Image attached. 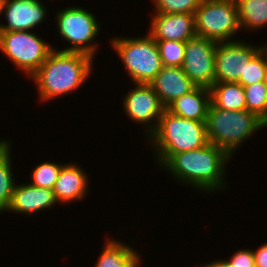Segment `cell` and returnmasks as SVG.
<instances>
[{"label":"cell","mask_w":267,"mask_h":267,"mask_svg":"<svg viewBox=\"0 0 267 267\" xmlns=\"http://www.w3.org/2000/svg\"><path fill=\"white\" fill-rule=\"evenodd\" d=\"M230 157L225 150L208 142L201 148L173 154L161 167L182 183L214 193L226 187L223 176Z\"/></svg>","instance_id":"1"},{"label":"cell","mask_w":267,"mask_h":267,"mask_svg":"<svg viewBox=\"0 0 267 267\" xmlns=\"http://www.w3.org/2000/svg\"><path fill=\"white\" fill-rule=\"evenodd\" d=\"M93 57L79 52L55 50L30 79L36 83L39 99L48 102L78 89L92 73Z\"/></svg>","instance_id":"2"},{"label":"cell","mask_w":267,"mask_h":267,"mask_svg":"<svg viewBox=\"0 0 267 267\" xmlns=\"http://www.w3.org/2000/svg\"><path fill=\"white\" fill-rule=\"evenodd\" d=\"M155 161L162 166L173 154L198 149L208 143L206 121L182 118L164 109L156 130L148 137Z\"/></svg>","instance_id":"3"},{"label":"cell","mask_w":267,"mask_h":267,"mask_svg":"<svg viewBox=\"0 0 267 267\" xmlns=\"http://www.w3.org/2000/svg\"><path fill=\"white\" fill-rule=\"evenodd\" d=\"M267 124L255 113L244 110H223L210 103L206 119V135L210 144L225 150L230 156L255 131Z\"/></svg>","instance_id":"4"},{"label":"cell","mask_w":267,"mask_h":267,"mask_svg":"<svg viewBox=\"0 0 267 267\" xmlns=\"http://www.w3.org/2000/svg\"><path fill=\"white\" fill-rule=\"evenodd\" d=\"M111 43L135 84H149L163 67L157 43L149 34L137 38L116 36Z\"/></svg>","instance_id":"5"},{"label":"cell","mask_w":267,"mask_h":267,"mask_svg":"<svg viewBox=\"0 0 267 267\" xmlns=\"http://www.w3.org/2000/svg\"><path fill=\"white\" fill-rule=\"evenodd\" d=\"M194 15L196 36L216 43L231 41L241 31L235 0H203Z\"/></svg>","instance_id":"6"},{"label":"cell","mask_w":267,"mask_h":267,"mask_svg":"<svg viewBox=\"0 0 267 267\" xmlns=\"http://www.w3.org/2000/svg\"><path fill=\"white\" fill-rule=\"evenodd\" d=\"M86 10L83 7L72 6L57 12L56 27L61 37L71 44V47L60 51L84 53L94 58L98 47L96 42H92L96 35H99L100 24L95 14Z\"/></svg>","instance_id":"7"},{"label":"cell","mask_w":267,"mask_h":267,"mask_svg":"<svg viewBox=\"0 0 267 267\" xmlns=\"http://www.w3.org/2000/svg\"><path fill=\"white\" fill-rule=\"evenodd\" d=\"M54 49L31 31H0V51L31 77Z\"/></svg>","instance_id":"8"},{"label":"cell","mask_w":267,"mask_h":267,"mask_svg":"<svg viewBox=\"0 0 267 267\" xmlns=\"http://www.w3.org/2000/svg\"><path fill=\"white\" fill-rule=\"evenodd\" d=\"M216 42L195 36L185 42V55L181 68L197 86L210 88L215 76Z\"/></svg>","instance_id":"9"},{"label":"cell","mask_w":267,"mask_h":267,"mask_svg":"<svg viewBox=\"0 0 267 267\" xmlns=\"http://www.w3.org/2000/svg\"><path fill=\"white\" fill-rule=\"evenodd\" d=\"M245 43L232 40L216 44L214 82H238L244 76L246 65L263 48Z\"/></svg>","instance_id":"10"},{"label":"cell","mask_w":267,"mask_h":267,"mask_svg":"<svg viewBox=\"0 0 267 267\" xmlns=\"http://www.w3.org/2000/svg\"><path fill=\"white\" fill-rule=\"evenodd\" d=\"M135 86L125 95L123 109L131 121L147 124L148 138L156 130L165 107L150 84L136 83Z\"/></svg>","instance_id":"11"},{"label":"cell","mask_w":267,"mask_h":267,"mask_svg":"<svg viewBox=\"0 0 267 267\" xmlns=\"http://www.w3.org/2000/svg\"><path fill=\"white\" fill-rule=\"evenodd\" d=\"M47 10L40 0H4L2 13L8 24H0V31H29L42 23Z\"/></svg>","instance_id":"12"},{"label":"cell","mask_w":267,"mask_h":267,"mask_svg":"<svg viewBox=\"0 0 267 267\" xmlns=\"http://www.w3.org/2000/svg\"><path fill=\"white\" fill-rule=\"evenodd\" d=\"M149 35L154 40L186 42L196 36L195 15L154 13Z\"/></svg>","instance_id":"13"},{"label":"cell","mask_w":267,"mask_h":267,"mask_svg":"<svg viewBox=\"0 0 267 267\" xmlns=\"http://www.w3.org/2000/svg\"><path fill=\"white\" fill-rule=\"evenodd\" d=\"M149 84L165 108L176 98L188 94L197 87L181 67L167 66H163Z\"/></svg>","instance_id":"14"},{"label":"cell","mask_w":267,"mask_h":267,"mask_svg":"<svg viewBox=\"0 0 267 267\" xmlns=\"http://www.w3.org/2000/svg\"><path fill=\"white\" fill-rule=\"evenodd\" d=\"M58 203L52 189L41 188L32 184L16 185L11 202L6 211L28 213L29 215L40 212Z\"/></svg>","instance_id":"15"},{"label":"cell","mask_w":267,"mask_h":267,"mask_svg":"<svg viewBox=\"0 0 267 267\" xmlns=\"http://www.w3.org/2000/svg\"><path fill=\"white\" fill-rule=\"evenodd\" d=\"M88 182L81 166L72 163L63 165L53 188L56 201L69 204L86 197Z\"/></svg>","instance_id":"16"},{"label":"cell","mask_w":267,"mask_h":267,"mask_svg":"<svg viewBox=\"0 0 267 267\" xmlns=\"http://www.w3.org/2000/svg\"><path fill=\"white\" fill-rule=\"evenodd\" d=\"M210 103V88L197 86L188 94L176 98L166 109L182 118L194 121H206Z\"/></svg>","instance_id":"17"},{"label":"cell","mask_w":267,"mask_h":267,"mask_svg":"<svg viewBox=\"0 0 267 267\" xmlns=\"http://www.w3.org/2000/svg\"><path fill=\"white\" fill-rule=\"evenodd\" d=\"M140 255L123 242L107 239L95 267H140Z\"/></svg>","instance_id":"18"},{"label":"cell","mask_w":267,"mask_h":267,"mask_svg":"<svg viewBox=\"0 0 267 267\" xmlns=\"http://www.w3.org/2000/svg\"><path fill=\"white\" fill-rule=\"evenodd\" d=\"M211 103L223 110L246 109L245 91L238 82H214L210 87Z\"/></svg>","instance_id":"19"},{"label":"cell","mask_w":267,"mask_h":267,"mask_svg":"<svg viewBox=\"0 0 267 267\" xmlns=\"http://www.w3.org/2000/svg\"><path fill=\"white\" fill-rule=\"evenodd\" d=\"M10 141H0V213L7 210L16 186L11 167Z\"/></svg>","instance_id":"20"},{"label":"cell","mask_w":267,"mask_h":267,"mask_svg":"<svg viewBox=\"0 0 267 267\" xmlns=\"http://www.w3.org/2000/svg\"><path fill=\"white\" fill-rule=\"evenodd\" d=\"M241 30H258L267 25V0H236Z\"/></svg>","instance_id":"21"},{"label":"cell","mask_w":267,"mask_h":267,"mask_svg":"<svg viewBox=\"0 0 267 267\" xmlns=\"http://www.w3.org/2000/svg\"><path fill=\"white\" fill-rule=\"evenodd\" d=\"M246 110L255 113L267 124V86L263 81L243 87Z\"/></svg>","instance_id":"22"},{"label":"cell","mask_w":267,"mask_h":267,"mask_svg":"<svg viewBox=\"0 0 267 267\" xmlns=\"http://www.w3.org/2000/svg\"><path fill=\"white\" fill-rule=\"evenodd\" d=\"M163 66L181 67L185 55V42L174 40H155Z\"/></svg>","instance_id":"23"},{"label":"cell","mask_w":267,"mask_h":267,"mask_svg":"<svg viewBox=\"0 0 267 267\" xmlns=\"http://www.w3.org/2000/svg\"><path fill=\"white\" fill-rule=\"evenodd\" d=\"M59 163V165L55 162H48L44 161L40 163L38 166L33 168L32 171V182L30 184L41 187V188H48L52 189L55 186V183L57 181L59 172L62 168V164Z\"/></svg>","instance_id":"24"},{"label":"cell","mask_w":267,"mask_h":267,"mask_svg":"<svg viewBox=\"0 0 267 267\" xmlns=\"http://www.w3.org/2000/svg\"><path fill=\"white\" fill-rule=\"evenodd\" d=\"M267 67V51L263 47L246 65L244 76L238 81L243 87L264 81V74Z\"/></svg>","instance_id":"25"},{"label":"cell","mask_w":267,"mask_h":267,"mask_svg":"<svg viewBox=\"0 0 267 267\" xmlns=\"http://www.w3.org/2000/svg\"><path fill=\"white\" fill-rule=\"evenodd\" d=\"M203 0H153L156 13L194 14Z\"/></svg>","instance_id":"26"},{"label":"cell","mask_w":267,"mask_h":267,"mask_svg":"<svg viewBox=\"0 0 267 267\" xmlns=\"http://www.w3.org/2000/svg\"><path fill=\"white\" fill-rule=\"evenodd\" d=\"M227 262L232 267H255L253 249L238 250Z\"/></svg>","instance_id":"27"},{"label":"cell","mask_w":267,"mask_h":267,"mask_svg":"<svg viewBox=\"0 0 267 267\" xmlns=\"http://www.w3.org/2000/svg\"><path fill=\"white\" fill-rule=\"evenodd\" d=\"M255 267H267V243L253 250Z\"/></svg>","instance_id":"28"},{"label":"cell","mask_w":267,"mask_h":267,"mask_svg":"<svg viewBox=\"0 0 267 267\" xmlns=\"http://www.w3.org/2000/svg\"><path fill=\"white\" fill-rule=\"evenodd\" d=\"M199 267H232L227 260H216L212 261L211 263H206L204 265H200Z\"/></svg>","instance_id":"29"},{"label":"cell","mask_w":267,"mask_h":267,"mask_svg":"<svg viewBox=\"0 0 267 267\" xmlns=\"http://www.w3.org/2000/svg\"><path fill=\"white\" fill-rule=\"evenodd\" d=\"M265 85L267 86V67H266V70H265V74H264V81Z\"/></svg>","instance_id":"30"},{"label":"cell","mask_w":267,"mask_h":267,"mask_svg":"<svg viewBox=\"0 0 267 267\" xmlns=\"http://www.w3.org/2000/svg\"><path fill=\"white\" fill-rule=\"evenodd\" d=\"M4 0H0V14H2Z\"/></svg>","instance_id":"31"},{"label":"cell","mask_w":267,"mask_h":267,"mask_svg":"<svg viewBox=\"0 0 267 267\" xmlns=\"http://www.w3.org/2000/svg\"><path fill=\"white\" fill-rule=\"evenodd\" d=\"M263 47H264V48H265V50L267 51V45L265 44Z\"/></svg>","instance_id":"32"}]
</instances>
